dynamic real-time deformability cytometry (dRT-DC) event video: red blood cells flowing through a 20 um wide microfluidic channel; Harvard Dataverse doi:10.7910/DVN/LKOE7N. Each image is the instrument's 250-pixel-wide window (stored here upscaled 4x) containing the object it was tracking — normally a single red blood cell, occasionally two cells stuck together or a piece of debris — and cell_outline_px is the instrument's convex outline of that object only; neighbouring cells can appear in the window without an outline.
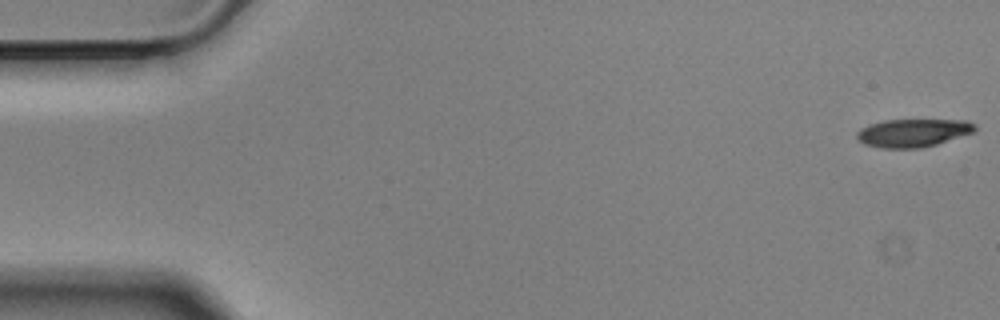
{"species": "Egyptian fruit bat (a non-hibernating species)", "species_latin": "Rousettus aegyptiacus", "temperature_condition": "cold", "stored_images_in_passage": 57, "camera_frame_rate_fps": 3000, "um_per_image_px": 0.085, "animal": {"sex": "male"}, "frame": {"image": 1, "passage_image": 1, "time_ms": 0.0, "image_size_px": [1000, 320], "cell_outline_px": [[976, 132], [936, 144], [920, 148], [880, 148], [864, 144], [856, 140], [856, 132], [860, 128], [868, 124], [884, 120], [968, 120], [976, 124]], "centroid_in_image_um": [77.59, 11.29], "position_along_channel_um": 7.4, "area_um2": 19.59}}
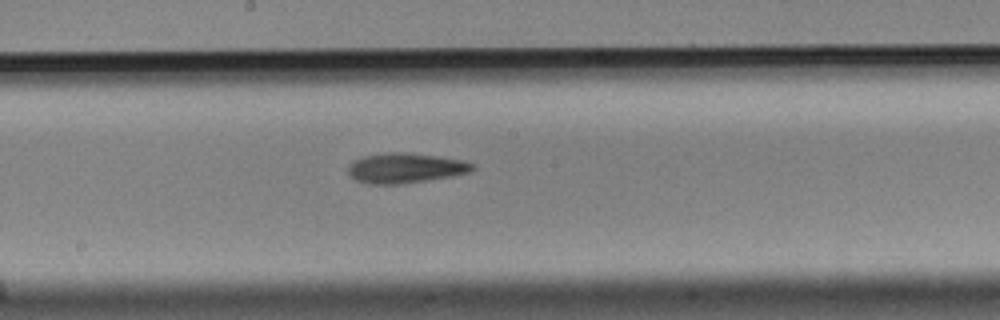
{"frame": {"image": 2, "passage_image": 30, "time_ms": 9.667, "image_size_px": [1000, 320], "cell_outline_px": [[476, 168], [468, 172], [452, 176], [400, 184], [368, 184], [356, 180], [348, 176], [348, 164], [364, 156], [388, 152], [404, 152], [436, 156], [464, 160], [476, 164]], "centroid_in_image_um": [34.45, 14.28], "position_along_channel_um": 213.8, "area_um2": 21.79}}
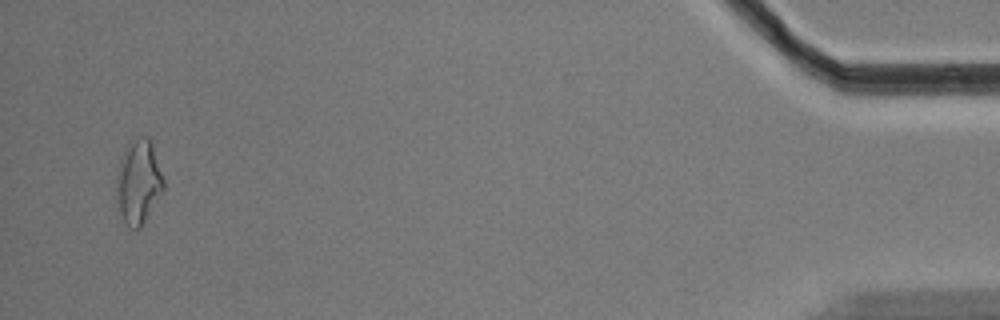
{"frame": {"image": 3, "passage_image": 55, "time_ms": 18.0, "image_size_px": [1000, 320], "cell_outline_px": [[164, 188], [140, 228], [128, 228], [120, 212], [116, 188], [116, 168], [124, 148], [140, 136], [148, 136], [152, 140], [164, 180]], "centroid_in_image_um": [11.76, 15.41], "position_along_channel_um": 423.4, "area_um2": 23.06}, "authors_computed_cell_mechanics": {"area_um2": 20.8658, "velocity_mm_per_s": 3.525, "shape_relaxation_time_tau1_ms": 3.7102, "shape_relaxation_time_tau2_ms": null, "deformation_change_tau1": 0.1433, "deformation_change_tau2": null}}